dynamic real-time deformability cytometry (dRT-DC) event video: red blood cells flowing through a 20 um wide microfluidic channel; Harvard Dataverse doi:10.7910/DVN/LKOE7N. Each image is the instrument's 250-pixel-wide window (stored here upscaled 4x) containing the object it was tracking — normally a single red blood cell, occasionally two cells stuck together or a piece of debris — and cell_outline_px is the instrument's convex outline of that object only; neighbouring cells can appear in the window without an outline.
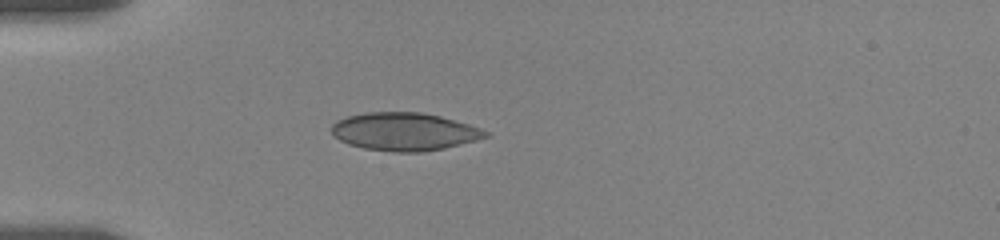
{"species": "human", "species_latin": "Homo sapiens", "temperature_condition": "room temperature", "stored_images_in_passage": 4, "camera_frame_rate_fps": 3000, "um_per_image_px": 0.085, "donor": {"sex": "female"}, "frame": {"image": 1, "passage_image": 1, "time_ms": 0.0, "image_size_px": [1000, 240], "cell_outline_px": [[492, 136], [444, 148], [420, 152], [396, 152], [364, 148], [348, 144], [332, 136], [332, 124], [336, 120], [348, 116], [368, 112], [424, 112], [440, 116], [468, 124], [480, 128], [488, 132]], "centroid_in_image_um": [34.36, 11.18], "position_along_channel_um": 50.6, "area_um2": 34.04}}
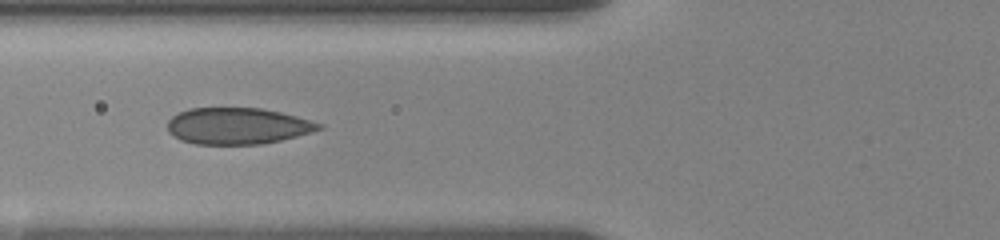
{"frame": {"image": 2, "passage_image": 3, "time_ms": 2.0, "image_size_px": [1000, 240], "cell_outline_px": [[324, 128], [296, 136], [280, 140], [260, 144], [196, 144], [180, 140], [172, 136], [168, 132], [168, 120], [172, 116], [188, 108], [260, 108], [280, 112], [296, 116], [324, 124]], "centroid_in_image_um": [20.17, 10.7], "position_along_channel_um": 105.6, "area_um2": 32.14}}